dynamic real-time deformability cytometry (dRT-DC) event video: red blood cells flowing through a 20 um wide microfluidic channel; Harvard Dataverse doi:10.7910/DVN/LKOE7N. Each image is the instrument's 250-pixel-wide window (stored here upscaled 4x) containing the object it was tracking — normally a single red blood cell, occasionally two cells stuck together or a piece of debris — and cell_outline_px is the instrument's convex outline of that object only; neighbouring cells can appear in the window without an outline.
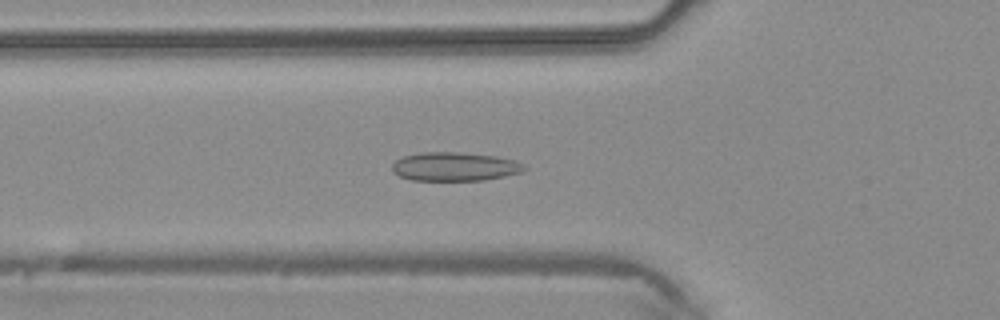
{"species": "common noctule bat (a hibernating species)", "species_latin": "Nyctalus noctula", "temperature_condition": "warm", "stored_images_in_passage": 38, "camera_frame_rate_fps": 3000, "um_per_image_px": 0.085, "animal": {"sex": "male", "body_mass_g": 20.4}, "frame": {"image": 1, "passage_image": 9, "time_ms": 2.667, "image_size_px": [1000, 320], "cell_outline_px": [[528, 168], [520, 172], [504, 176], [484, 180], [412, 180], [400, 176], [392, 172], [392, 164], [396, 160], [404, 156], [424, 152], [456, 152], [496, 156], [516, 160], [524, 164]], "centroid_in_image_um": [38.66, 14.16], "position_along_channel_um": 87.1, "area_um2": 22.08}}
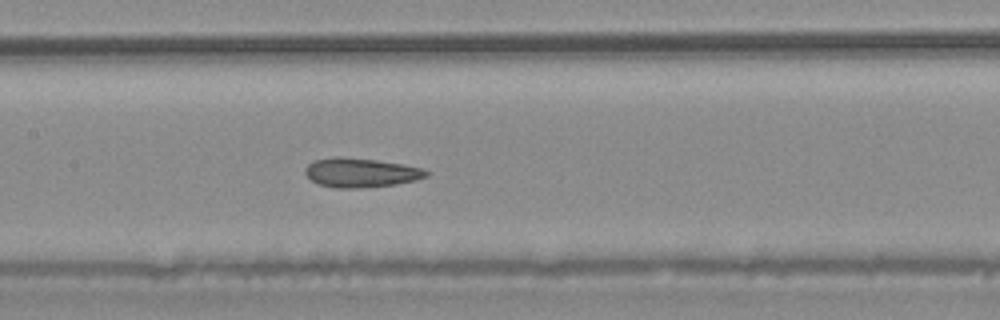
{"frame": {"image": 2, "passage_image": 15, "time_ms": 4.667, "image_size_px": [1000, 320], "cell_outline_px": [[428, 176], [416, 180], [396, 184], [352, 188], [336, 188], [320, 184], [312, 180], [304, 172], [304, 168], [312, 160], [336, 156], [340, 156], [376, 160], [404, 164], [424, 168], [428, 172]], "centroid_in_image_um": [30.66, 14.66], "position_along_channel_um": 176.7, "area_um2": 20.63}}
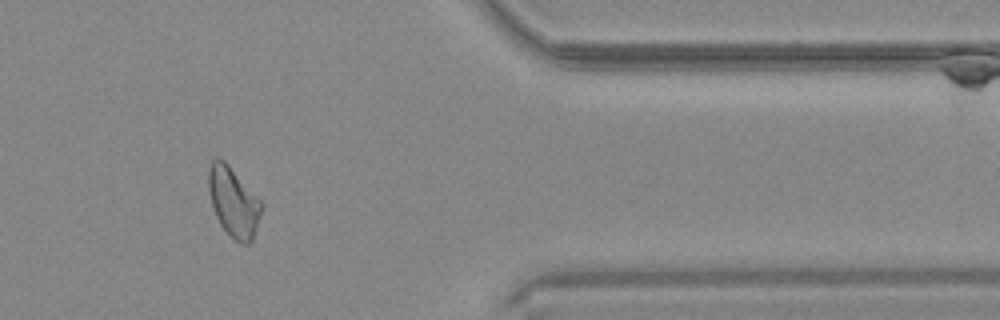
{"frame": {"image": 3, "passage_image": 31, "time_ms": 10.0, "image_size_px": [1000, 320], "cell_outline_px": [[264, 204], [252, 240], [248, 244], [244, 244], [236, 240], [220, 224], [216, 216], [212, 204], [208, 188], [208, 168], [212, 160], [224, 160], [228, 164]], "centroid_in_image_um": [19.85, 17.16], "position_along_channel_um": 391.6, "area_um2": 21.04}}